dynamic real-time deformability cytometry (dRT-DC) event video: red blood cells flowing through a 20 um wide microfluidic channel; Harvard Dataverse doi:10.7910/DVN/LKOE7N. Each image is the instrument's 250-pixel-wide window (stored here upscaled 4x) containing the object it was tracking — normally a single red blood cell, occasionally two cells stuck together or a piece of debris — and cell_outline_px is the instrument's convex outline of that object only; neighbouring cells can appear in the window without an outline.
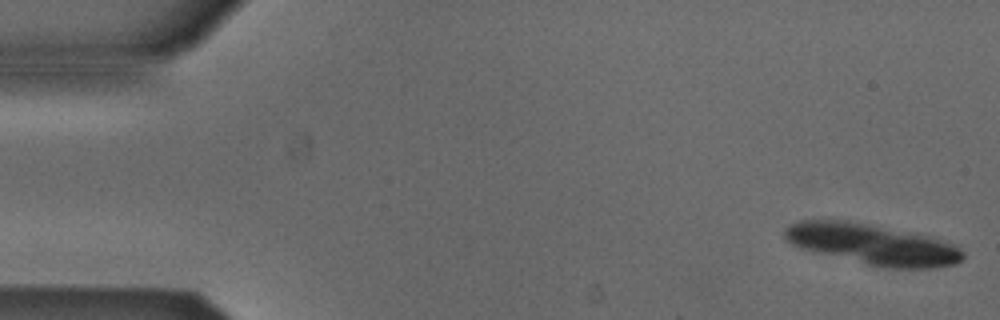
{"species": "Egyptian fruit bat (a non-hibernating species)", "species_latin": "Rousettus aegyptiacus", "temperature_condition": "cold", "stored_images_in_passage": 12, "camera_frame_rate_fps": 3000, "um_per_image_px": 0.085, "animal": {"sex": "male"}, "frame": {"image": 1, "passage_image": 1, "time_ms": 0.0, "image_size_px": [1000, 320], "cell_outline_px": [[964, 256], [960, 260], [952, 264], [928, 268], [892, 268], [868, 264], [812, 252], [800, 248], [784, 240], [784, 228], [800, 220], [848, 220], [920, 232], [956, 244], [964, 252]], "centroid_in_image_um": [74.17, 20.74], "position_along_channel_um": 10.8, "area_um2": 42.83}}